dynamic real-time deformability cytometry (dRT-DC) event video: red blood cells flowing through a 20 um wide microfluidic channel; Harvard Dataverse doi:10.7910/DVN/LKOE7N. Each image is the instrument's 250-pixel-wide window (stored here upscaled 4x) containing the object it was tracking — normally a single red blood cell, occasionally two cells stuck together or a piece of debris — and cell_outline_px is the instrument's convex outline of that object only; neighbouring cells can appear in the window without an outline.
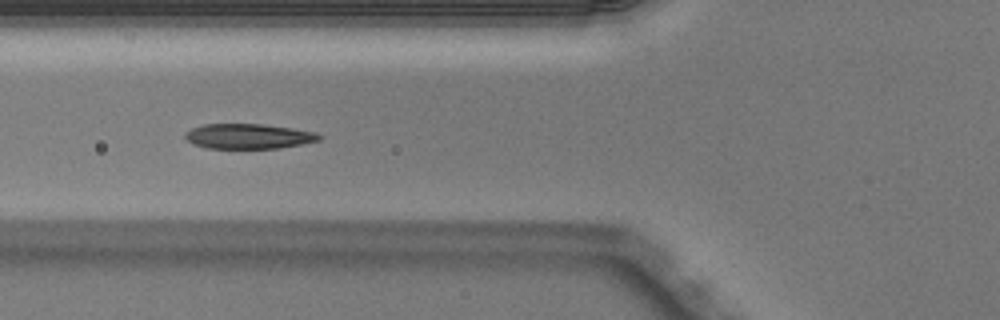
{"species": "Egyptian fruit bat (a non-hibernating species)", "species_latin": "Rousettus aegyptiacus", "temperature_condition": "warm", "stored_images_in_passage": 38, "camera_frame_rate_fps": 3000, "um_per_image_px": 0.085, "animal": {"sex": "male"}, "frame": {"image": 1, "passage_image": 6, "time_ms": 1.667, "image_size_px": [1000, 320], "cell_outline_px": [[324, 136], [320, 140], [300, 144], [276, 148], [208, 148], [192, 144], [184, 136], [184, 132], [192, 128], [204, 124], [264, 124], [292, 128], [316, 132]], "centroid_in_image_um": [21.12, 11.57], "position_along_channel_um": 104.7, "area_um2": 19.54}}
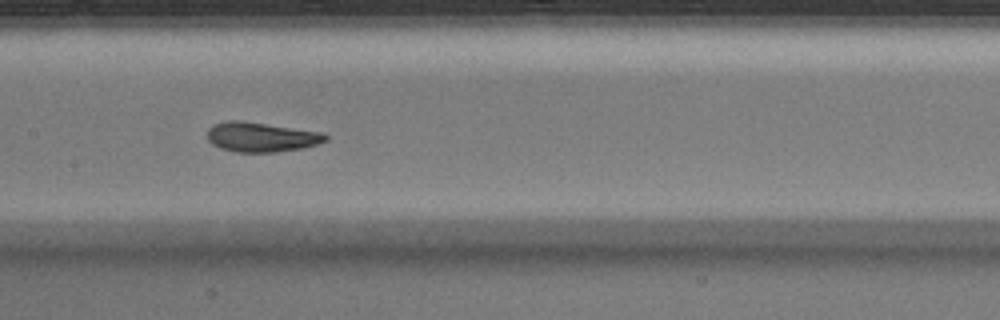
{"frame": {"image": 2, "passage_image": 12, "time_ms": 3.667, "image_size_px": [1000, 320], "cell_outline_px": [[328, 140], [316, 144], [300, 148], [276, 152], [236, 152], [220, 148], [212, 144], [208, 140], [208, 128], [212, 124], [228, 120], [240, 120], [324, 132], [328, 136]], "centroid_in_image_um": [22.19, 11.64], "position_along_channel_um": 185.2, "area_um2": 20.52}}
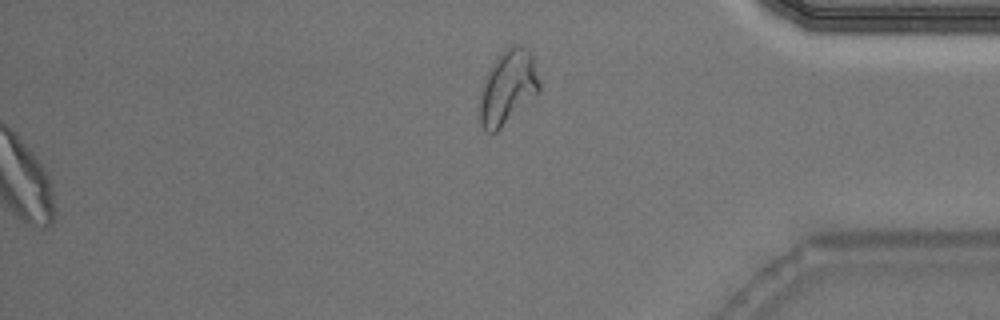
{"frame": {"image": 3, "passage_image": 38, "time_ms": 12.333, "image_size_px": [1000, 320], "cell_outline_px": [[540, 92], [496, 132], [484, 132], [480, 124], [480, 92], [488, 68], [500, 52], [504, 48], [512, 44], [516, 44], [532, 52], [540, 80]], "centroid_in_image_um": [43.17, 7.39], "position_along_channel_um": 392.0, "area_um2": 26.18}, "authors_computed_cell_mechanics": {"area_um2": 20.8369, "velocity_mm_per_s": 4.0068, "shape_relaxation_time_tau1_ms": 2.0834, "shape_relaxation_time_tau2_ms": 1.4873, "deformation_change_tau1": 0.1391, "deformation_change_tau2": 0.048}}